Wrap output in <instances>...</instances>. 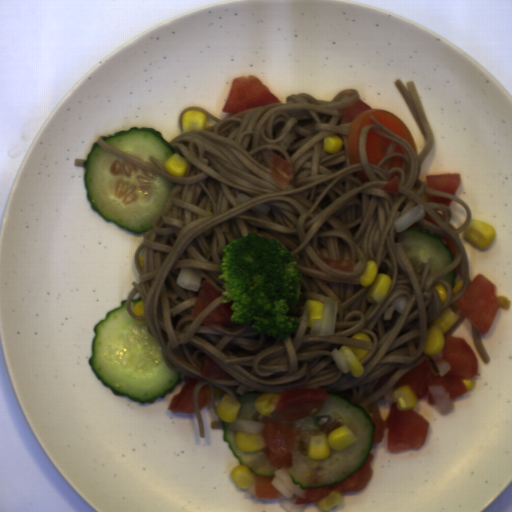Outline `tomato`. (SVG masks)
Here are the masks:
<instances>
[{"mask_svg": "<svg viewBox=\"0 0 512 512\" xmlns=\"http://www.w3.org/2000/svg\"><path fill=\"white\" fill-rule=\"evenodd\" d=\"M275 476H260L257 474L255 485L257 499L273 500L283 496V493L272 484Z\"/></svg>", "mask_w": 512, "mask_h": 512, "instance_id": "tomato-11", "label": "tomato"}, {"mask_svg": "<svg viewBox=\"0 0 512 512\" xmlns=\"http://www.w3.org/2000/svg\"><path fill=\"white\" fill-rule=\"evenodd\" d=\"M425 185L455 195L461 185L460 173L456 171H444L425 175Z\"/></svg>", "mask_w": 512, "mask_h": 512, "instance_id": "tomato-8", "label": "tomato"}, {"mask_svg": "<svg viewBox=\"0 0 512 512\" xmlns=\"http://www.w3.org/2000/svg\"><path fill=\"white\" fill-rule=\"evenodd\" d=\"M221 294L216 291L206 280L202 281L200 289L195 297L191 317L193 321L202 311Z\"/></svg>", "mask_w": 512, "mask_h": 512, "instance_id": "tomato-10", "label": "tomato"}, {"mask_svg": "<svg viewBox=\"0 0 512 512\" xmlns=\"http://www.w3.org/2000/svg\"><path fill=\"white\" fill-rule=\"evenodd\" d=\"M330 397L321 387L286 389L275 404L277 418L262 416L265 426L259 434L265 442L266 457L275 469L293 465L294 448L305 433L291 422L317 413Z\"/></svg>", "mask_w": 512, "mask_h": 512, "instance_id": "tomato-1", "label": "tomato"}, {"mask_svg": "<svg viewBox=\"0 0 512 512\" xmlns=\"http://www.w3.org/2000/svg\"><path fill=\"white\" fill-rule=\"evenodd\" d=\"M374 457L375 455L368 453L359 471L348 477L344 482H336L331 486H324L322 488H306L305 498L301 497L296 499L294 505L309 504L319 501L330 495L333 489H336L340 493H355L365 489L369 485L373 474L370 464Z\"/></svg>", "mask_w": 512, "mask_h": 512, "instance_id": "tomato-6", "label": "tomato"}, {"mask_svg": "<svg viewBox=\"0 0 512 512\" xmlns=\"http://www.w3.org/2000/svg\"><path fill=\"white\" fill-rule=\"evenodd\" d=\"M269 170L276 186L283 189L288 186L293 177L294 164L275 153L270 156Z\"/></svg>", "mask_w": 512, "mask_h": 512, "instance_id": "tomato-9", "label": "tomato"}, {"mask_svg": "<svg viewBox=\"0 0 512 512\" xmlns=\"http://www.w3.org/2000/svg\"><path fill=\"white\" fill-rule=\"evenodd\" d=\"M283 103L259 78L254 75H240L232 78L223 113Z\"/></svg>", "mask_w": 512, "mask_h": 512, "instance_id": "tomato-5", "label": "tomato"}, {"mask_svg": "<svg viewBox=\"0 0 512 512\" xmlns=\"http://www.w3.org/2000/svg\"><path fill=\"white\" fill-rule=\"evenodd\" d=\"M455 302L480 334H489L499 308L493 282L480 273L475 275Z\"/></svg>", "mask_w": 512, "mask_h": 512, "instance_id": "tomato-4", "label": "tomato"}, {"mask_svg": "<svg viewBox=\"0 0 512 512\" xmlns=\"http://www.w3.org/2000/svg\"><path fill=\"white\" fill-rule=\"evenodd\" d=\"M443 358L451 366L450 371L443 377L434 376L425 359L420 365L399 378L394 390L402 385H408L417 399L428 396L429 405L437 403L429 387H444L451 400L466 395L469 391L462 378L470 380L477 375L479 370L477 354L463 337L446 335Z\"/></svg>", "mask_w": 512, "mask_h": 512, "instance_id": "tomato-2", "label": "tomato"}, {"mask_svg": "<svg viewBox=\"0 0 512 512\" xmlns=\"http://www.w3.org/2000/svg\"><path fill=\"white\" fill-rule=\"evenodd\" d=\"M232 310L229 304L218 305L212 309L200 325L207 327H221L231 324Z\"/></svg>", "mask_w": 512, "mask_h": 512, "instance_id": "tomato-12", "label": "tomato"}, {"mask_svg": "<svg viewBox=\"0 0 512 512\" xmlns=\"http://www.w3.org/2000/svg\"><path fill=\"white\" fill-rule=\"evenodd\" d=\"M381 189L388 190L399 194L398 176H394Z\"/></svg>", "mask_w": 512, "mask_h": 512, "instance_id": "tomato-16", "label": "tomato"}, {"mask_svg": "<svg viewBox=\"0 0 512 512\" xmlns=\"http://www.w3.org/2000/svg\"><path fill=\"white\" fill-rule=\"evenodd\" d=\"M200 373L203 377L213 380H233L235 379L226 369L218 364L210 356H205Z\"/></svg>", "mask_w": 512, "mask_h": 512, "instance_id": "tomato-13", "label": "tomato"}, {"mask_svg": "<svg viewBox=\"0 0 512 512\" xmlns=\"http://www.w3.org/2000/svg\"><path fill=\"white\" fill-rule=\"evenodd\" d=\"M200 381L196 378L186 380L181 391L171 397L167 409L177 413H195L193 391Z\"/></svg>", "mask_w": 512, "mask_h": 512, "instance_id": "tomato-7", "label": "tomato"}, {"mask_svg": "<svg viewBox=\"0 0 512 512\" xmlns=\"http://www.w3.org/2000/svg\"><path fill=\"white\" fill-rule=\"evenodd\" d=\"M316 256L339 273L352 274L355 270L350 259H327L323 254H317Z\"/></svg>", "mask_w": 512, "mask_h": 512, "instance_id": "tomato-14", "label": "tomato"}, {"mask_svg": "<svg viewBox=\"0 0 512 512\" xmlns=\"http://www.w3.org/2000/svg\"><path fill=\"white\" fill-rule=\"evenodd\" d=\"M196 400L200 411L208 406L212 400L211 387L209 384H204L201 387V389L196 394Z\"/></svg>", "mask_w": 512, "mask_h": 512, "instance_id": "tomato-15", "label": "tomato"}, {"mask_svg": "<svg viewBox=\"0 0 512 512\" xmlns=\"http://www.w3.org/2000/svg\"><path fill=\"white\" fill-rule=\"evenodd\" d=\"M375 426L372 444H380L387 429V451L399 453L409 448L418 449L426 443L431 424L414 409L399 411L397 401L391 402L387 418L372 415Z\"/></svg>", "mask_w": 512, "mask_h": 512, "instance_id": "tomato-3", "label": "tomato"}]
</instances>
